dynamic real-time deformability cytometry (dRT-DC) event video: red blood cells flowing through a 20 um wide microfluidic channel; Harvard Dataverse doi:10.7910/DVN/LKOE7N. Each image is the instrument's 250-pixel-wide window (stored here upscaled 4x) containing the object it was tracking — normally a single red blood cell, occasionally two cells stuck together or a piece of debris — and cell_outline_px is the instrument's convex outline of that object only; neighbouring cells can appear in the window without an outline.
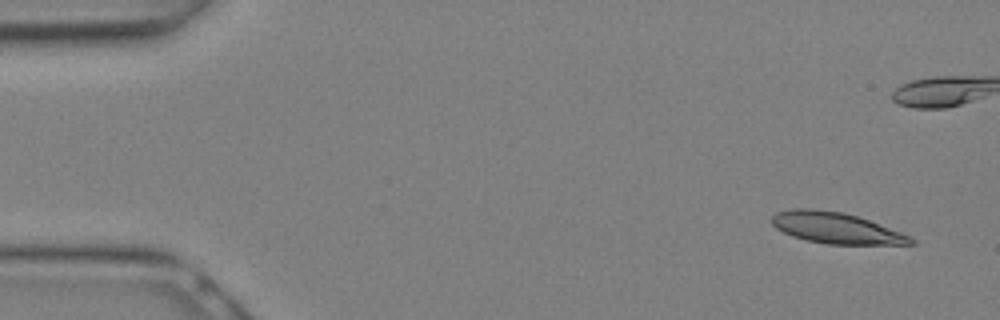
{"species": "Egyptian fruit bat (a non-hibernating species)", "species_latin": "Rousettus aegyptiacus", "temperature_condition": "warm", "stored_images_in_passage": 11, "camera_frame_rate_fps": 3000, "um_per_image_px": 0.085, "animal": {"sex": "female"}, "frame": {"image": 1, "passage_image": 2, "time_ms": 0.333, "image_size_px": [1000, 320], "cell_outline_px": [[904, 236], [896, 244], [840, 244], [812, 240], [788, 232], [780, 228], [776, 224], [788, 212], [832, 212], [852, 216], [864, 220]], "centroid_in_image_um": [71.11, 19.44], "position_along_channel_um": 13.9, "area_um2": 20.29}}
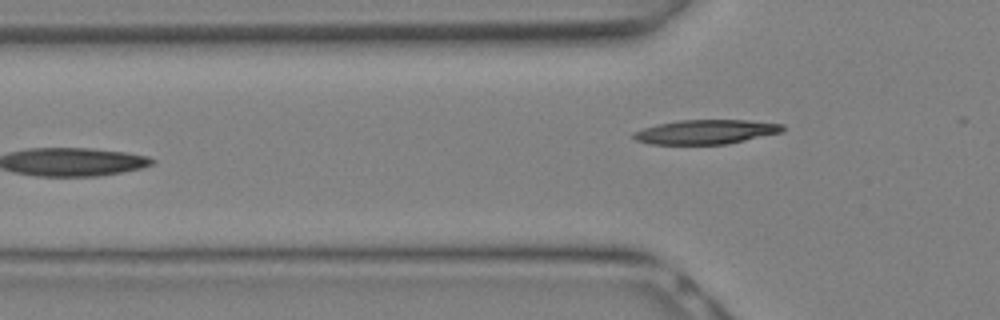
{"frame": {"image": 2, "passage_image": 11, "time_ms": 3.333, "image_size_px": [1000, 320], "cell_outline_px": [[780, 128], [776, 132], [716, 144], [664, 144], [644, 140], [636, 136], [668, 124], [700, 120], [732, 120], [776, 124]], "centroid_in_image_um": [60.14, 11.22], "position_along_channel_um": 65.7, "area_um2": 17.74}}